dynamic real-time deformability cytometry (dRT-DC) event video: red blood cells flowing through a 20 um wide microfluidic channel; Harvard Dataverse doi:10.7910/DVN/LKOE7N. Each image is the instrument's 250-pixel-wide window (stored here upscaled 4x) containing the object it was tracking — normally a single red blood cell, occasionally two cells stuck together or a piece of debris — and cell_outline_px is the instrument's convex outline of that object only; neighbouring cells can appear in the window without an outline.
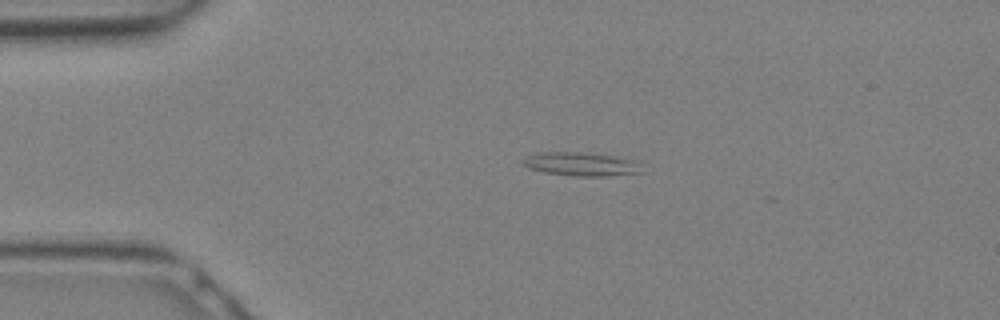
{"species": "Egyptian fruit bat (a non-hibernating species)", "species_latin": "Rousettus aegyptiacus", "temperature_condition": "warm", "stored_images_in_passage": 16, "camera_frame_rate_fps": 3000, "um_per_image_px": 0.085, "animal": {"sex": "female"}, "frame": {"image": 1, "passage_image": 1, "time_ms": 0.0, "image_size_px": [1000, 320], "cell_outline_px": [[648, 172], [604, 176], [576, 176], [544, 172], [528, 168], [520, 160], [536, 152], [584, 152], [612, 156], [636, 160]], "centroid_in_image_um": [49.45, 13.95], "position_along_channel_um": 35.5, "area_um2": 16.59}}
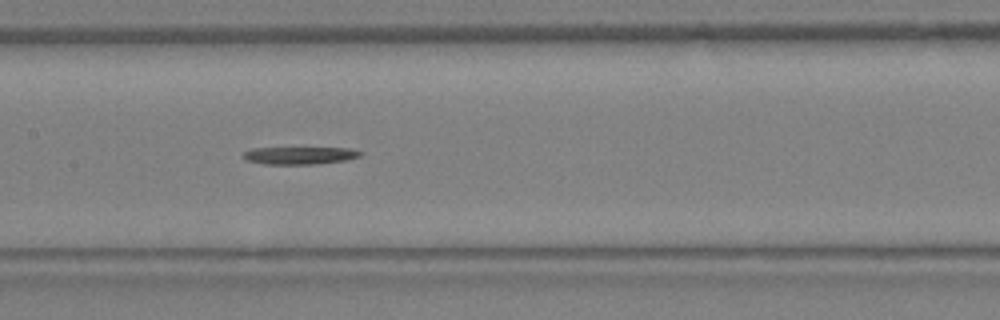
{"frame": {"image": 2, "passage_image": 9, "time_ms": 2.667, "image_size_px": [1000, 320], "cell_outline_px": [[364, 152], [360, 156], [344, 160], [316, 164], [264, 164], [248, 160], [240, 156], [244, 152], [252, 148], [352, 148]], "centroid_in_image_um": [25.47, 13.21], "position_along_channel_um": 181.9, "area_um2": 11.91}}
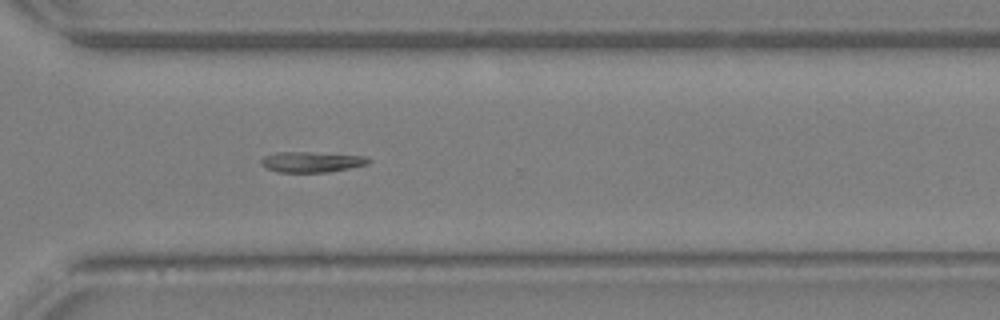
{"frame": {"image": 3, "passage_image": 16, "time_ms": 5.0, "image_size_px": [1000, 320], "cell_outline_px": [[368, 164], [328, 172], [276, 172], [260, 164], [260, 160], [264, 156], [276, 152], [312, 152], [364, 156], [368, 160]], "centroid_in_image_um": [26.42, 13.76], "position_along_channel_um": 344.2, "area_um2": 12.72}}